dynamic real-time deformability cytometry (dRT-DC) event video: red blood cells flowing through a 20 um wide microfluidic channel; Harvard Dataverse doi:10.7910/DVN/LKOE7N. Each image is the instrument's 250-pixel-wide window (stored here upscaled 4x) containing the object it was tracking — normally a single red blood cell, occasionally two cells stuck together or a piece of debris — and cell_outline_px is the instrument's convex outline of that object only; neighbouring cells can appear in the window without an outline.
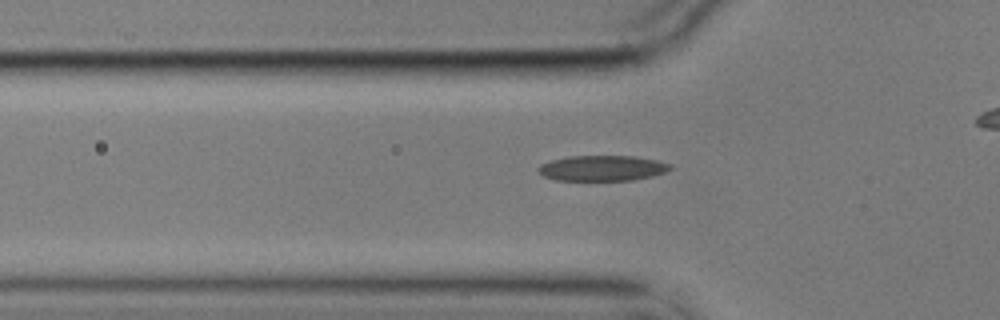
{"species": "common noctule bat (a hibernating species)", "species_latin": "Nyctalus noctula", "temperature_condition": "cold", "stored_images_in_passage": 36, "camera_frame_rate_fps": 3000, "um_per_image_px": 0.085, "animal": {"sex": "male", "body_mass_g": 17.9}, "frame": {"image": 1, "passage_image": 8, "time_ms": 2.333, "image_size_px": [1000, 320], "cell_outline_px": [[672, 168], [664, 172], [652, 176], [632, 180], [556, 180], [544, 176], [536, 168], [540, 164], [552, 160], [568, 156], [632, 156], [656, 160], [668, 164]], "centroid_in_image_um": [51.15, 14.29], "position_along_channel_um": 74.6, "area_um2": 19.36}}
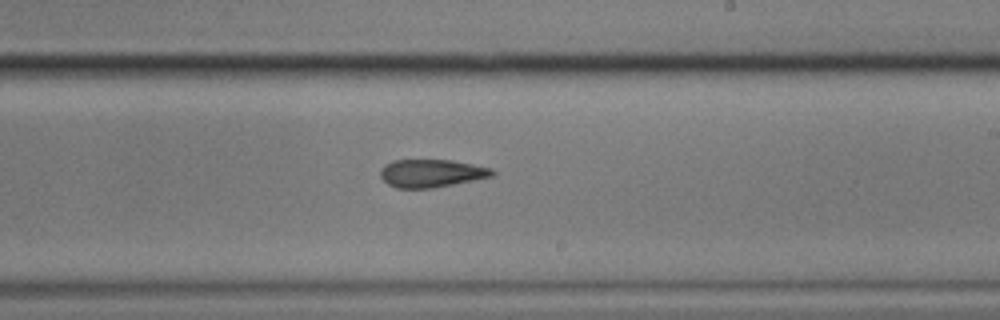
{"frame": {"image": 2, "passage_image": 23, "time_ms": 7.333, "image_size_px": [1000, 320], "cell_outline_px": [[496, 176], [432, 188], [396, 188], [388, 184], [380, 176], [380, 168], [384, 164], [392, 160], [452, 160], [492, 168], [496, 172]], "centroid_in_image_um": [36.68, 14.72], "position_along_channel_um": 252.3, "area_um2": 18.38}}
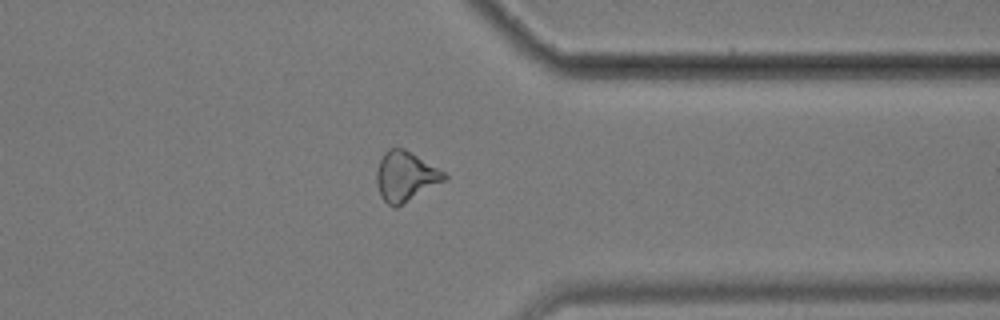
{"frame": {"image": 3, "passage_image": 34, "time_ms": 11.0, "image_size_px": [1000, 320], "cell_outline_px": [[448, 180], [396, 208], [392, 208], [380, 196], [376, 184], [376, 168], [384, 152], [388, 148], [404, 148], [444, 172], [448, 176]], "centroid_in_image_um": [34.46, 15.02], "position_along_channel_um": 376.9, "area_um2": 19.94}}